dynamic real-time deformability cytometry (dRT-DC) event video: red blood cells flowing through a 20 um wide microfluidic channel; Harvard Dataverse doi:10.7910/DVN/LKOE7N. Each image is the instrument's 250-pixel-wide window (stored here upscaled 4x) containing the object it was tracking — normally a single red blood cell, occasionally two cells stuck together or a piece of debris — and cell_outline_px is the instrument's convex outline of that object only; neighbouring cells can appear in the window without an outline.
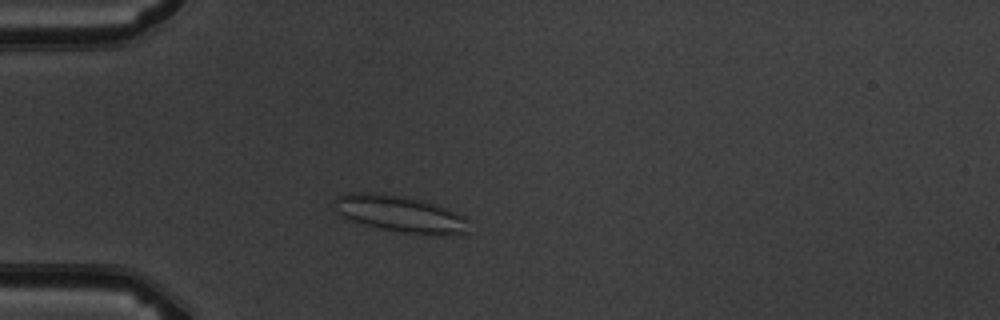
{"species": "common noctule bat (a hibernating species)", "species_latin": "Nyctalus noctula", "temperature_condition": "warm", "stored_images_in_passage": 3, "camera_frame_rate_fps": 3000, "um_per_image_px": 0.085, "animal": {"sex": "male", "body_mass_g": 19.5, "forearm_length_mm": 54.6}, "frame": {"image": 1, "passage_image": 3, "time_ms": 2.333, "image_size_px": [1000, 320], "cell_outline_px": [[468, 232], [440, 236], [404, 232], [380, 228], [348, 220], [336, 212], [336, 196], [348, 192], [384, 192], [424, 200], [436, 204], [464, 216]], "centroid_in_image_um": [33.97, 18.16], "position_along_channel_um": 51.0, "area_um2": 28.73}}